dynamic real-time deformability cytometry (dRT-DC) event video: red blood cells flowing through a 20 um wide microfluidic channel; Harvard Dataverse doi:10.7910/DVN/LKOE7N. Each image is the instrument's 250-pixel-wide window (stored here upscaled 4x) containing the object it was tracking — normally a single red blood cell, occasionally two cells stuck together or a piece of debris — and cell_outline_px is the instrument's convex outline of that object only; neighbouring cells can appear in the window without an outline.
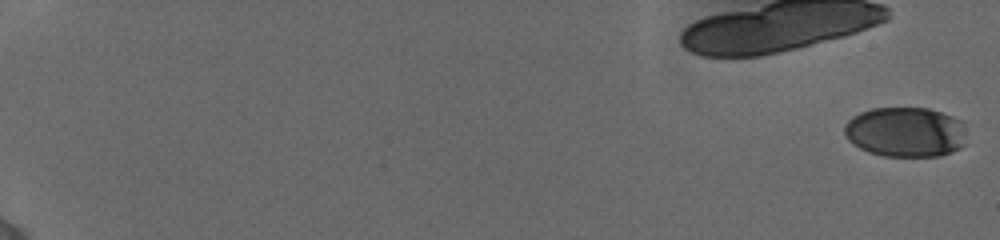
{"species": "human", "species_latin": "Homo sapiens", "temperature_condition": "cold", "stored_images_in_passage": 25, "camera_frame_rate_fps": 3000, "um_per_image_px": 0.085, "donor": {"sex": "female"}, "frame": {"image": 1, "passage_image": 1, "time_ms": 0.0, "image_size_px": [1000, 240], "cell_outline_px": [[964, 144], [960, 148], [952, 152], [940, 156], [884, 156], [868, 152], [852, 144], [848, 140], [844, 132], [844, 124], [852, 116], [860, 112], [872, 108], [928, 108], [964, 120]], "centroid_in_image_um": [76.96, 11.22], "position_along_channel_um": 8.0, "area_um2": 35.89}}
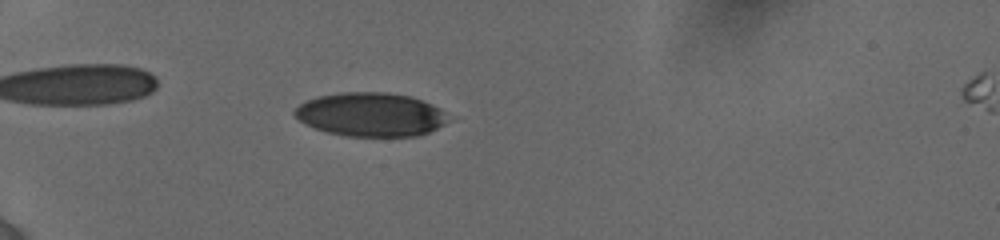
{"frame": {"image": 2, "passage_image": 15, "time_ms": 6.333, "image_size_px": [1000, 240], "cell_outline_px": [[452, 120], [428, 132], [416, 136], [344, 136], [328, 132], [304, 124], [292, 112], [304, 100], [316, 96], [340, 92], [388, 92], [412, 96], [432, 104], [440, 108]], "centroid_in_image_um": [31.51, 9.72], "position_along_channel_um": 53.5, "area_um2": 39.48}}
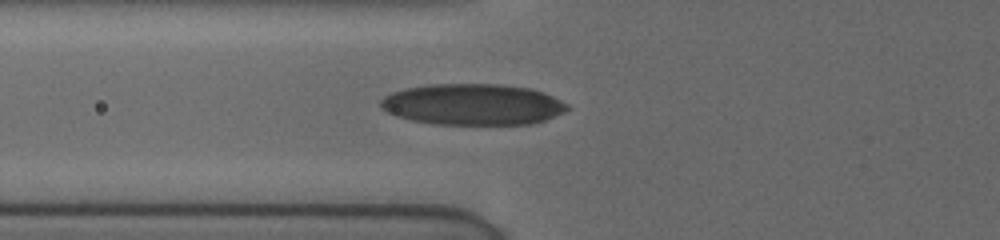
{"frame": {"image": 3, "passage_image": 24, "time_ms": 8.0, "image_size_px": [1000, 240], "cell_outline_px": [[572, 108], [564, 112], [544, 120], [528, 124], [436, 124], [412, 120], [388, 112], [380, 108], [380, 100], [384, 96], [392, 92], [404, 88], [428, 84], [500, 84], [532, 88], [544, 92], [568, 104]], "centroid_in_image_um": [40.2, 8.86], "position_along_channel_um": 85.6, "area_um2": 44.85}}